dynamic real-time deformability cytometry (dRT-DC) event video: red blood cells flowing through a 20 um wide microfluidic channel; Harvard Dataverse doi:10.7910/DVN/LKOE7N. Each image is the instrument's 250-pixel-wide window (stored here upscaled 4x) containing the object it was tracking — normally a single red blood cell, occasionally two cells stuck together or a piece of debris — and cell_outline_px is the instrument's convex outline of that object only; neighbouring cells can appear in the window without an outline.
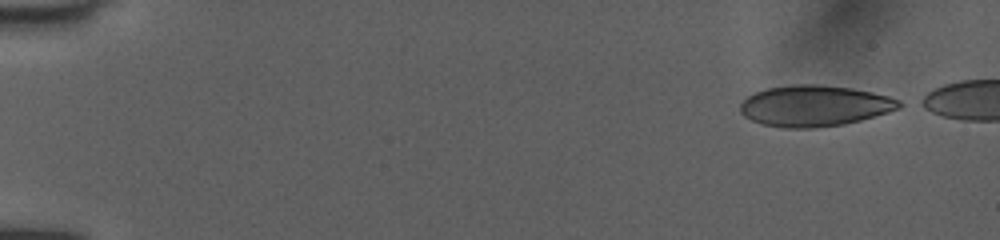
{"species": "human", "species_latin": "Homo sapiens", "temperature_condition": "room temperature", "stored_images_in_passage": 45, "camera_frame_rate_fps": 3000, "um_per_image_px": 0.085, "donor": {"sex": "female"}, "frame": {"image": 1, "passage_image": 1, "time_ms": 0.0, "image_size_px": [1000, 240], "cell_outline_px": [[908, 104], [900, 108], [888, 112], [860, 120], [844, 124], [812, 128], [784, 128], [764, 124], [752, 120], [744, 116], [740, 112], [740, 104], [748, 96], [756, 92], [768, 88], [792, 84], [816, 84], [848, 88], [872, 92], [888, 96], [900, 100]], "centroid_in_image_um": [69.26, 8.99], "position_along_channel_um": 15.7, "area_um2": 37.92}}
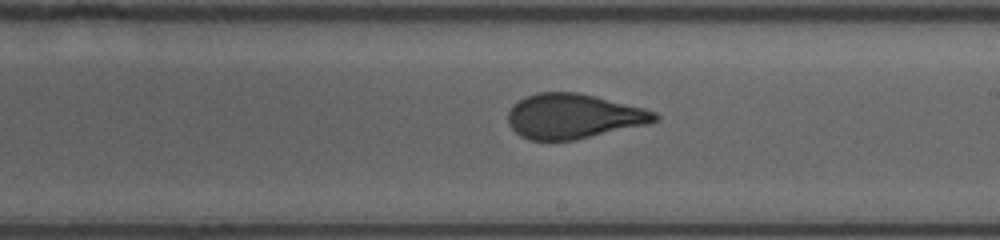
{"frame": {"image": 2, "passage_image": 28, "time_ms": 9.0, "image_size_px": [1000, 240], "cell_outline_px": [[660, 116], [656, 120], [648, 124], [576, 140], [528, 140], [520, 136], [508, 124], [508, 112], [520, 100], [528, 96], [540, 92], [576, 92], [644, 108], [656, 112]], "centroid_in_image_um": [48.75, 9.9], "position_along_channel_um": 240.2, "area_um2": 38.03}}
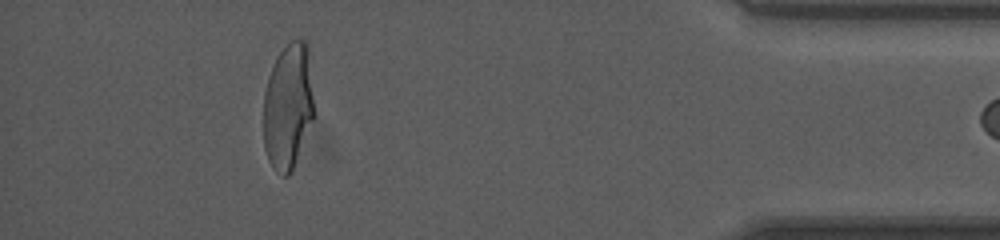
{"frame": {"image": 3, "passage_image": 44, "time_ms": 14.333, "image_size_px": [1000, 240], "cell_outline_px": [[312, 116], [292, 172], [288, 176], [284, 176], [276, 172], [272, 168], [268, 160], [264, 148], [264, 92], [268, 76], [280, 52], [292, 40], [304, 40], [308, 44], [312, 96]], "centroid_in_image_um": [24.45, 9.06], "position_along_channel_um": 410.8, "area_um2": 36.41}}